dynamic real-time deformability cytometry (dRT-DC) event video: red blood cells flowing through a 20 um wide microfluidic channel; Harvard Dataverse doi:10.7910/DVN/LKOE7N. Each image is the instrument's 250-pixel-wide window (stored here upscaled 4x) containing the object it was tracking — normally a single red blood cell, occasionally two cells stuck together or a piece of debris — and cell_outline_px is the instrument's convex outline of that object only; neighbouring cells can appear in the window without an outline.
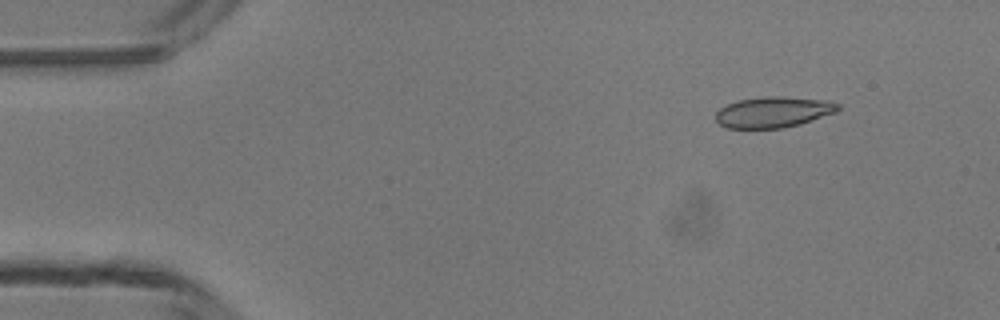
{"species": "common noctule bat (a hibernating species)", "species_latin": "Nyctalus noctula", "temperature_condition": "room temperature", "stored_images_in_passage": 5, "camera_frame_rate_fps": 3000, "um_per_image_px": 0.085, "animal": {"sex": "male", "body_mass_g": 13.3}, "frame": {"image": 1, "passage_image": 2, "time_ms": 1.0, "image_size_px": [1000, 320], "cell_outline_px": [[840, 108], [836, 112], [800, 124], [784, 128], [728, 128], [720, 124], [716, 120], [716, 112], [720, 108], [728, 104], [740, 100], [768, 96], [784, 96], [828, 100], [840, 104]], "centroid_in_image_um": [65.77, 9.52], "position_along_channel_um": 19.2, "area_um2": 21.96}}